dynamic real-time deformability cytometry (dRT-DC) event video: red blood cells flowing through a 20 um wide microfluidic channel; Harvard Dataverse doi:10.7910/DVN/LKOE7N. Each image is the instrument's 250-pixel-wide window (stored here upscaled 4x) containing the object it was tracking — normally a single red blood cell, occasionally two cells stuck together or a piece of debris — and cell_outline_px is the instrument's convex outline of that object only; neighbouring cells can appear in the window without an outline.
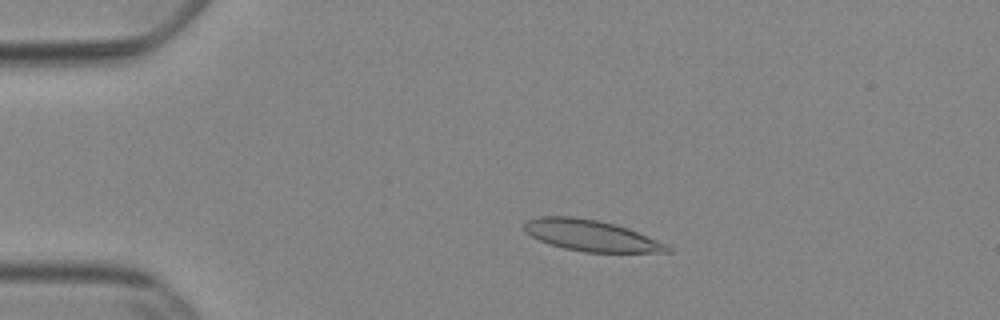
{"species": "Egyptian fruit bat (a non-hibernating species)", "species_latin": "Rousettus aegyptiacus", "temperature_condition": "cold", "stored_images_in_passage": 52, "camera_frame_rate_fps": 3000, "um_per_image_px": 0.085, "animal": {"sex": "female"}, "frame": {"image": 1, "passage_image": 11, "time_ms": 3.333, "image_size_px": [1000, 320], "cell_outline_px": [[672, 252], [584, 252], [564, 248], [540, 240], [524, 232], [524, 224], [528, 220], [540, 216], [576, 216], [600, 220], [616, 224], [628, 228], [668, 244], [672, 248]], "centroid_in_image_um": [50.27, 20.01], "position_along_channel_um": 34.7, "area_um2": 26.07}}
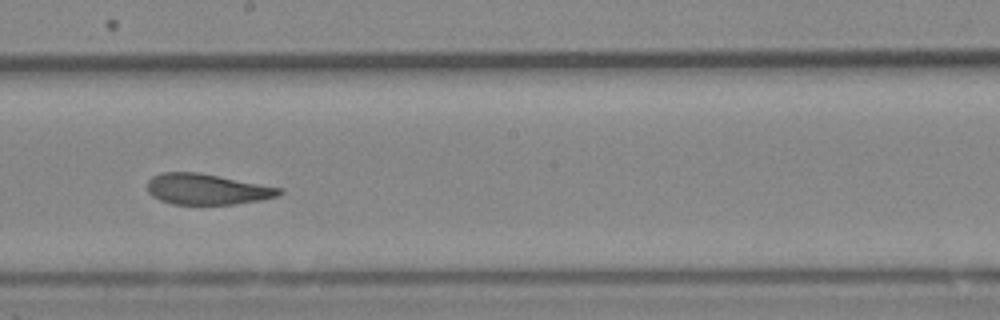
{"frame": {"image": 2, "passage_image": 30, "time_ms": 9.667, "image_size_px": [1000, 320], "cell_outline_px": [[280, 192], [276, 196], [260, 200], [236, 204], [172, 204], [160, 200], [152, 196], [148, 192], [148, 180], [152, 176], [164, 172], [196, 172], [280, 188]], "centroid_in_image_um": [17.51, 16.09], "position_along_channel_um": 230.7, "area_um2": 23.18}}
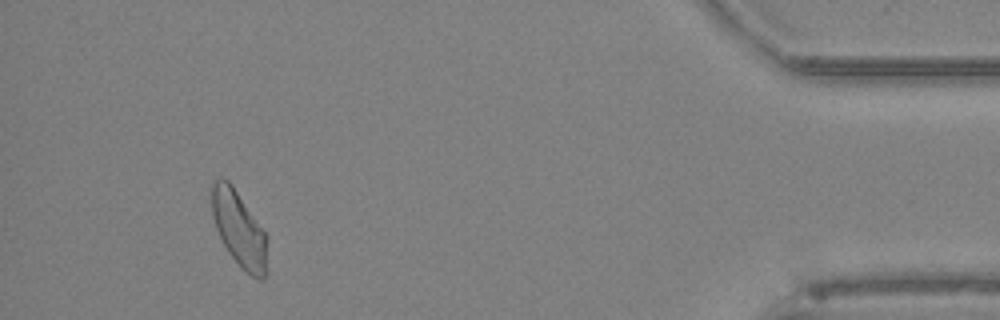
{"frame": {"image": 3, "passage_image": 49, "time_ms": 16.0, "image_size_px": [1000, 320], "cell_outline_px": [[268, 236], [264, 280], [260, 280], [244, 272], [240, 268], [228, 252], [216, 228], [212, 216], [208, 188], [212, 180], [220, 176], [228, 180], [232, 184]], "centroid_in_image_um": [20.27, 19.39], "position_along_channel_um": 414.9, "area_um2": 25.09}, "authors_computed_cell_mechanics": {"area_um2": 25.3453, "velocity_mm_per_s": 3.8655, "shape_relaxation_time_tau1_ms": 8.2035, "shape_relaxation_time_tau2_ms": 2.5319, "deformation_change_tau1": 0.1985, "deformation_change_tau2": 0.0849}}